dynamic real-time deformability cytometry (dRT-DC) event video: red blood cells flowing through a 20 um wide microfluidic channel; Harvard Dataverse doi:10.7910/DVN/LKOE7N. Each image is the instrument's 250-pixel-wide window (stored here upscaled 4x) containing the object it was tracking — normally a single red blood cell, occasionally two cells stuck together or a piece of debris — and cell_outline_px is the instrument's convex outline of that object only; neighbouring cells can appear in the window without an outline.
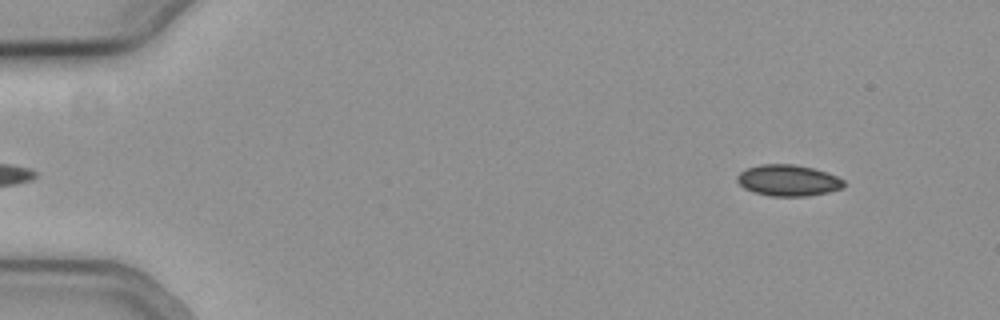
{"species": "common noctule bat (a hibernating species)", "species_latin": "Nyctalus noctula", "temperature_condition": "cold", "stored_images_in_passage": 12, "camera_frame_rate_fps": 3000, "um_per_image_px": 0.085, "animal": {"sex": "female", "body_mass_g": 19.3, "forearm_length_mm": 54.1}, "frame": {"image": 1, "passage_image": 2, "time_ms": 0.333, "image_size_px": [1000, 320], "cell_outline_px": [[844, 188], [828, 192], [808, 196], [768, 196], [752, 192], [744, 188], [736, 180], [736, 176], [740, 172], [748, 168], [760, 164], [792, 164], [812, 168], [828, 172], [844, 180]], "centroid_in_image_um": [66.99, 15.34], "position_along_channel_um": 18.0, "area_um2": 19.54}}